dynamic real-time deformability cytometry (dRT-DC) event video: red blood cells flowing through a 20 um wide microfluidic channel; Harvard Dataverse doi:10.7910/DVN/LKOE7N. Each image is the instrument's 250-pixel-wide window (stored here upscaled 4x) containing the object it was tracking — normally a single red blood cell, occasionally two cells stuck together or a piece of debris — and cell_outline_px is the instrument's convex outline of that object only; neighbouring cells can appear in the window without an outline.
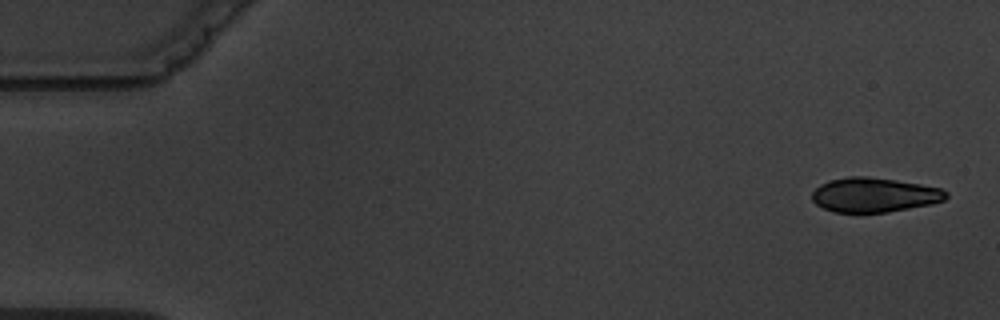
{"species": "common noctule bat (a hibernating species)", "species_latin": "Nyctalus noctula", "temperature_condition": "warm", "stored_images_in_passage": 7, "segment_of_instrument_passage": [1, 2], "camera_frame_rate_fps": 3000, "um_per_image_px": 0.085, "animal": {"sex": "male", "body_mass_g": 19.5, "forearm_length_mm": 54.6}, "frame": {"image": 1, "passage_image": 1, "time_ms": 0.0, "image_size_px": [1000, 320], "cell_outline_px": [[948, 196], [944, 200], [932, 204], [888, 212], [832, 212], [816, 204], [812, 200], [812, 192], [820, 184], [828, 180], [848, 176], [868, 176], [896, 180], [920, 184], [940, 188], [948, 192]], "centroid_in_image_um": [74.3, 16.56], "position_along_channel_um": 10.7, "area_um2": 27.05}}